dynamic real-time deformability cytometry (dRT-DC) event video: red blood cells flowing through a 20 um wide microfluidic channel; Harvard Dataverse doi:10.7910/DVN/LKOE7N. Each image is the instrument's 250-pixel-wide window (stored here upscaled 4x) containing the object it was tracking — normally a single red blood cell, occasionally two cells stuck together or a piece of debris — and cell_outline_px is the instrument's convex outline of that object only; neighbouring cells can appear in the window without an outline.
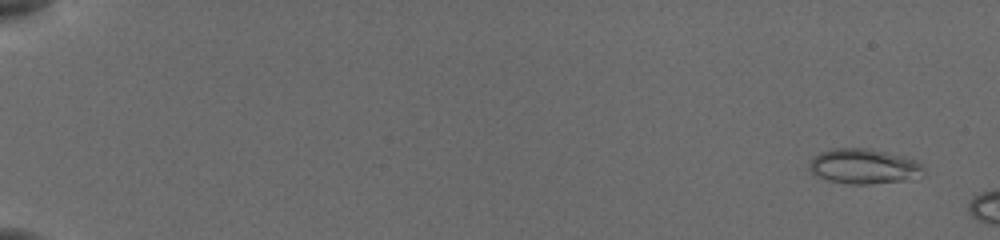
{"species": "common noctule bat (a hibernating species)", "species_latin": "Nyctalus noctula", "temperature_condition": "cold", "stored_images_in_passage": 12, "camera_frame_rate_fps": 3000, "um_per_image_px": 0.085, "animal": {"sex": "female", "body_mass_g": 19.5, "forearm_length_mm": 54.1}, "frame": {"image": 1, "passage_image": 3, "time_ms": 0.667, "image_size_px": [1000, 240], "cell_outline_px": [[924, 172], [904, 180], [868, 184], [852, 184], [828, 180], [816, 176], [808, 172], [808, 164], [812, 156], [820, 152], [832, 148], [868, 148], [904, 156], [920, 160], [924, 168]], "centroid_in_image_um": [73.36, 14.12], "position_along_channel_um": 11.6, "area_um2": 23.52}}